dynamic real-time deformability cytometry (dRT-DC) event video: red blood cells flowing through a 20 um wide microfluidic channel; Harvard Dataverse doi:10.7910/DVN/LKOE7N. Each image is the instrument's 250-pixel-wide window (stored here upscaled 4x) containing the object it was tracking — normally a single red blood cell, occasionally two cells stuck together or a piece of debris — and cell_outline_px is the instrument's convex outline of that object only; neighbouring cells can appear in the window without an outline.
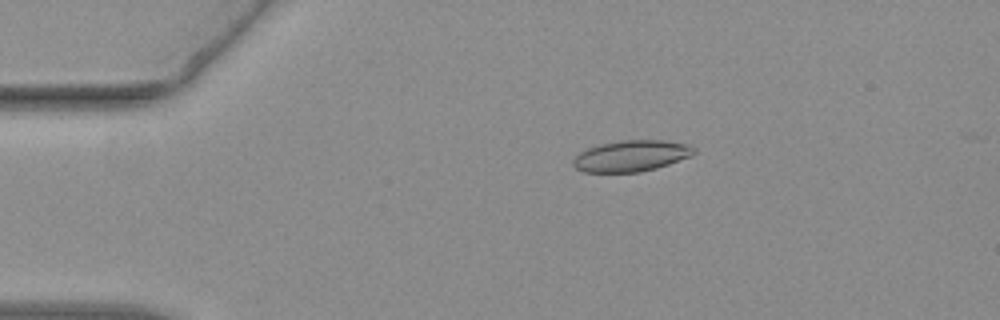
{"species": "common noctule bat (a hibernating species)", "species_latin": "Nyctalus noctula", "temperature_condition": "warm", "stored_images_in_passage": 45, "camera_frame_rate_fps": 3000, "um_per_image_px": 0.085, "animal": {"sex": "female", "body_mass_g": 19.3, "forearm_length_mm": 54.1}, "frame": {"image": 1, "passage_image": 1, "time_ms": 0.0, "image_size_px": [1000, 320], "cell_outline_px": [[696, 152], [688, 156], [668, 164], [656, 168], [640, 172], [584, 172], [576, 168], [572, 164], [572, 160], [580, 152], [588, 148], [600, 144], [620, 140], [664, 140], [688, 144], [696, 148]], "centroid_in_image_um": [53.64, 13.24], "position_along_channel_um": 31.4, "area_um2": 21.85}}
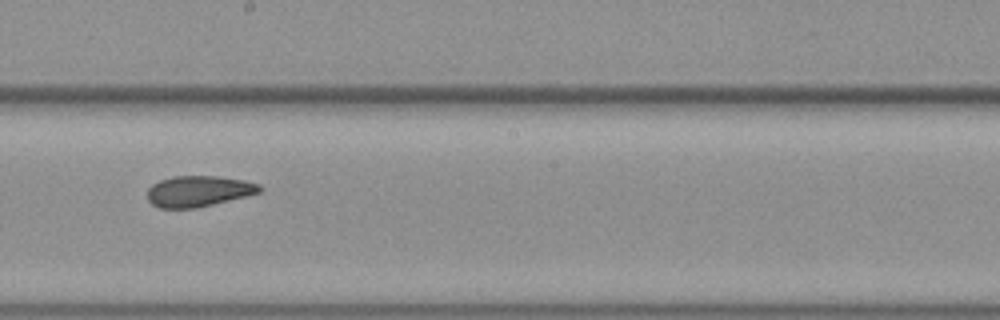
{"frame": {"image": 2, "passage_image": 21, "time_ms": 6.667, "image_size_px": [1000, 320], "cell_outline_px": [[264, 188], [260, 192], [196, 208], [160, 208], [152, 204], [148, 200], [148, 188], [152, 184], [160, 180], [172, 176], [216, 176], [244, 180], [260, 184]], "centroid_in_image_um": [16.86, 16.24], "position_along_channel_um": 231.3, "area_um2": 20.11}}
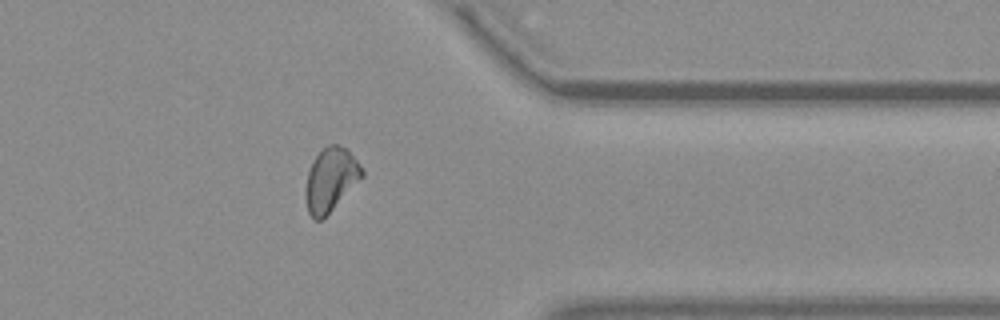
{"frame": {"image": 3, "passage_image": 34, "time_ms": 11.0, "image_size_px": [1000, 320], "cell_outline_px": [[364, 176], [320, 220], [316, 220], [308, 212], [308, 172], [316, 156], [328, 144], [336, 144], [344, 148], [360, 164], [364, 172]], "centroid_in_image_um": [28.15, 15.23], "position_along_channel_um": 383.2, "area_um2": 19.65}}